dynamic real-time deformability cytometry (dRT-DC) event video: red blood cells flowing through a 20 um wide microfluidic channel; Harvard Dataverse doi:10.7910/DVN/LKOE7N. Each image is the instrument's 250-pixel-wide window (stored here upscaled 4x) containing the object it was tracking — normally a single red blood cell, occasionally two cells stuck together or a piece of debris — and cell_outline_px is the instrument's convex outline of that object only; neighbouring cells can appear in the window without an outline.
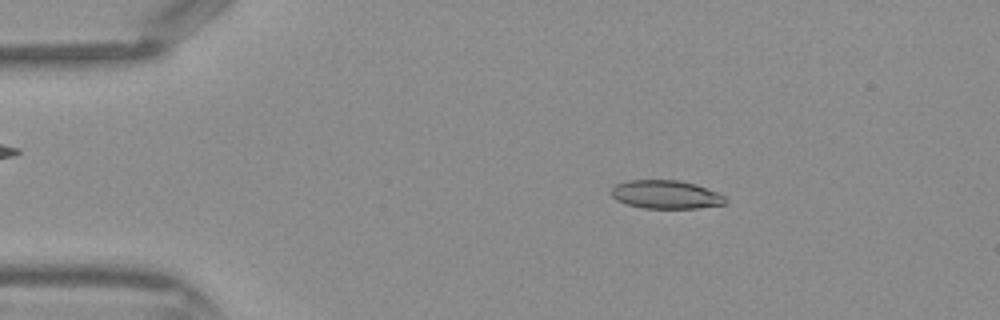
{"species": "Egyptian fruit bat (a non-hibernating species)", "species_latin": "Rousettus aegyptiacus", "temperature_condition": "warm", "stored_images_in_passage": 37, "camera_frame_rate_fps": 3000, "um_per_image_px": 0.085, "frame": {"image": 1, "passage_image": 1, "time_ms": 0.0, "image_size_px": [1000, 320], "cell_outline_px": [[728, 200], [724, 204], [696, 208], [644, 208], [628, 204], [616, 200], [612, 196], [612, 188], [616, 184], [628, 180], [680, 180], [696, 184], [716, 192], [724, 196]], "centroid_in_image_um": [56.6, 16.53], "position_along_channel_um": 28.4, "area_um2": 18.79}}
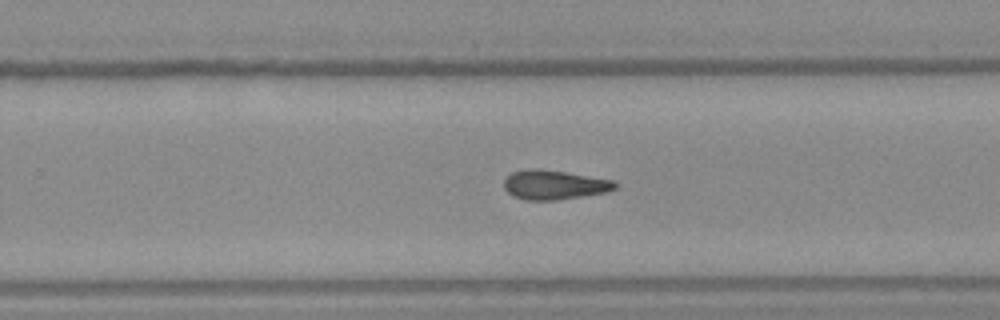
{"frame": {"image": 2, "passage_image": 21, "time_ms": 6.667, "image_size_px": [1000, 320], "cell_outline_px": [[616, 188], [608, 192], [556, 200], [524, 200], [512, 196], [504, 188], [504, 176], [512, 172], [528, 168], [536, 168], [564, 172], [612, 180], [616, 184]], "centroid_in_image_um": [47.04, 15.71], "position_along_channel_um": 282.8, "area_um2": 19.02}}
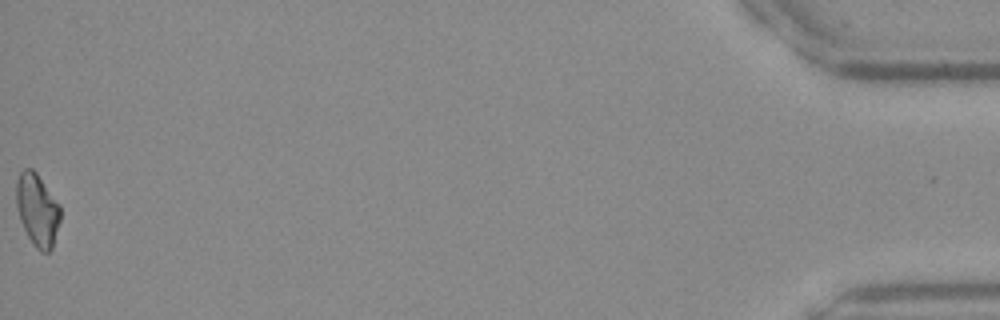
{"frame": {"image": 3, "passage_image": 37, "time_ms": 12.0, "image_size_px": [1000, 320], "cell_outline_px": [[60, 220], [52, 248], [48, 252], [40, 252], [36, 248], [28, 236], [20, 220], [16, 204], [16, 184], [20, 172], [24, 168], [32, 168], [36, 172], [60, 204]], "centroid_in_image_um": [3.18, 17.82], "position_along_channel_um": 432.0, "area_um2": 18.55}}